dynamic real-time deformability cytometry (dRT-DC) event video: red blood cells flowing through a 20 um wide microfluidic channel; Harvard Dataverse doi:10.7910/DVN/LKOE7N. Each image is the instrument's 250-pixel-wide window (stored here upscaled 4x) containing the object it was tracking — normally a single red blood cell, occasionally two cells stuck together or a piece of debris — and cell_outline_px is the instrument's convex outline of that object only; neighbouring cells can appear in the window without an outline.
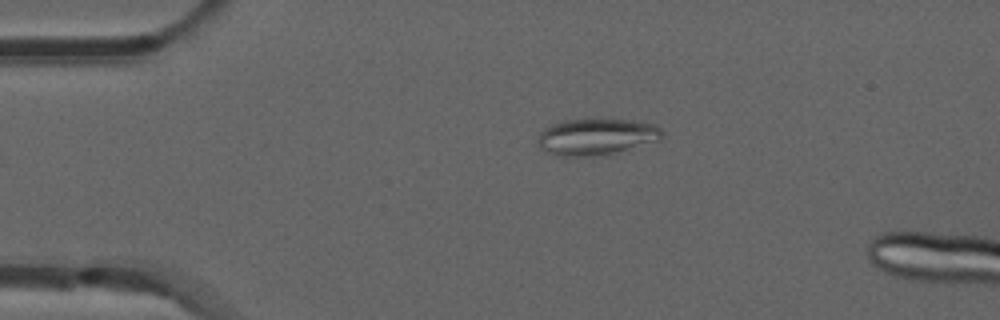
{"species": "common noctule bat (a hibernating species)", "species_latin": "Nyctalus noctula", "temperature_condition": "room temperature", "stored_images_in_passage": 36, "camera_frame_rate_fps": 3000, "um_per_image_px": 0.085, "animal": {"sex": "male", "forearm_length_mm": 52.5}, "frame": {"image": 1, "passage_image": 1, "time_ms": 0.0, "image_size_px": [1000, 320], "cell_outline_px": [[664, 136], [660, 140], [612, 152], [592, 156], [560, 156], [548, 152], [540, 148], [536, 144], [540, 132], [544, 128], [552, 124], [564, 120], [600, 116], [632, 120], [656, 124], [664, 132]], "centroid_in_image_um": [50.68, 11.56], "position_along_channel_um": 34.3, "area_um2": 27.05}}
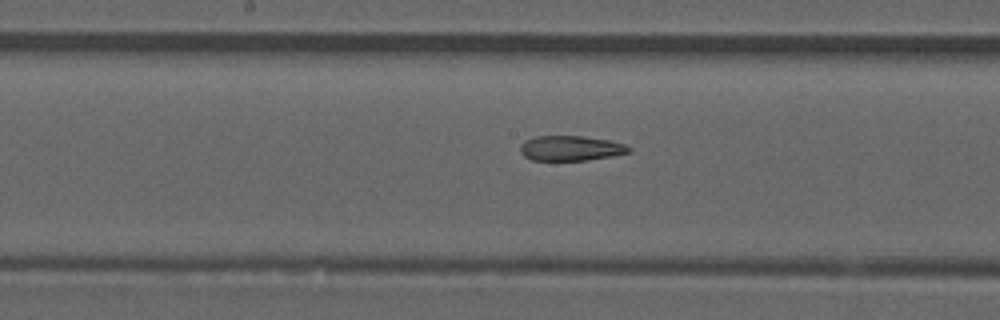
{"frame": {"image": 2, "passage_image": 17, "time_ms": 5.333, "image_size_px": [1000, 320], "cell_outline_px": [[632, 152], [612, 156], [588, 160], [532, 160], [524, 156], [520, 152], [520, 144], [524, 140], [536, 136], [584, 136], [608, 140], [624, 144], [632, 148]], "centroid_in_image_um": [48.51, 12.6], "position_along_channel_um": 199.7, "area_um2": 15.95}}
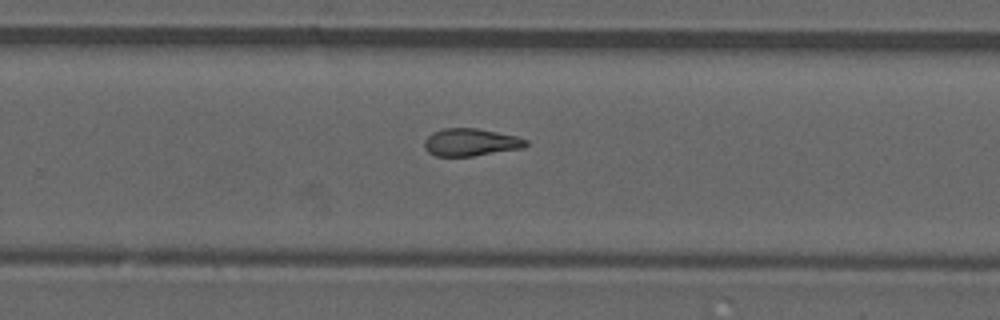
{"frame": {"image": 3, "passage_image": 24, "time_ms": 7.667, "image_size_px": [1000, 320], "cell_outline_px": [[528, 144], [524, 148], [472, 156], [436, 156], [428, 152], [424, 148], [424, 140], [432, 132], [444, 128], [476, 128], [516, 136], [528, 140]], "centroid_in_image_um": [40.0, 12.09], "position_along_channel_um": 289.8, "area_um2": 16.3}, "authors_computed_cell_mechanics": {"area_um2": 16.8487, "velocity_mm_per_s": 3.8815, "shape_relaxation_time_tau1_ms": null, "shape_relaxation_time_tau2_ms": 3.0842, "deformation_change_tau1": null, "deformation_change_tau2": 0.1158}}